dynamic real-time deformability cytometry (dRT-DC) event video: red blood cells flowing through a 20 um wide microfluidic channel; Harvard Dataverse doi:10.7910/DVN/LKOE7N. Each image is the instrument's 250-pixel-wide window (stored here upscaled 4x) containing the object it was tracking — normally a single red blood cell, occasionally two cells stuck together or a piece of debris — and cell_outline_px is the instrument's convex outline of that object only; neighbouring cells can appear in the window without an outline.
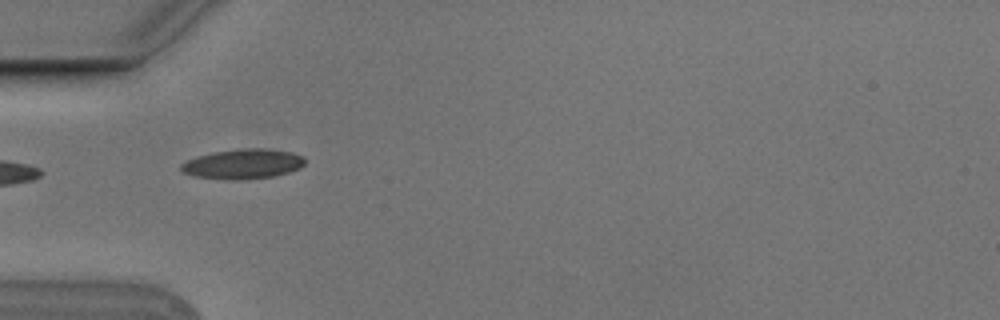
{"species": "Egyptian fruit bat (a non-hibernating species)", "species_latin": "Rousettus aegyptiacus", "temperature_condition": "cold", "stored_images_in_passage": 9, "camera_frame_rate_fps": 3000, "um_per_image_px": 0.085, "animal": {"sex": "male"}, "frame": {"image": 1, "passage_image": 4, "time_ms": 1.0, "image_size_px": [1000, 320], "cell_outline_px": [[304, 164], [300, 168], [288, 172], [272, 176], [236, 180], [232, 180], [196, 176], [184, 172], [180, 168], [180, 164], [196, 156], [212, 152], [240, 148], [264, 148], [292, 152], [304, 156]], "centroid_in_image_um": [20.66, 13.92], "position_along_channel_um": 64.3, "area_um2": 21.44}}
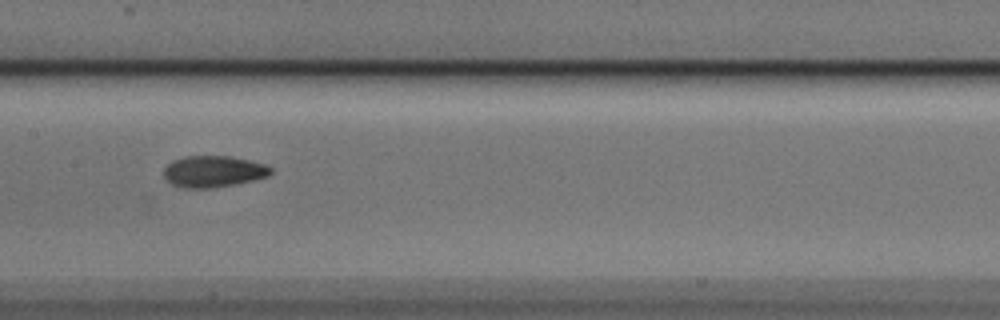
{"frame": {"image": 2, "passage_image": 7, "time_ms": 2.0, "image_size_px": [1000, 320], "cell_outline_px": [[272, 172], [268, 176], [252, 180], [212, 188], [180, 188], [172, 184], [164, 176], [164, 168], [172, 160], [184, 156], [228, 156], [248, 160], [264, 164], [272, 168]], "centroid_in_image_um": [18.1, 14.57], "position_along_channel_um": 189.3, "area_um2": 19.48}}
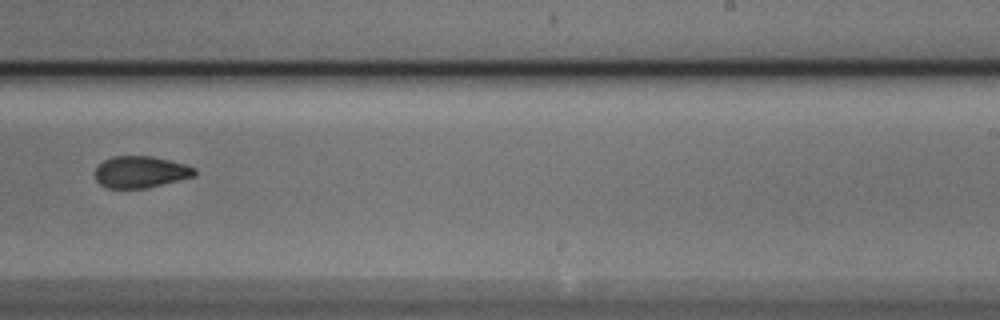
{"frame": {"image": 3, "passage_image": 9, "time_ms": 2.667, "image_size_px": [1000, 320], "cell_outline_px": [[196, 176], [148, 188], [108, 188], [100, 184], [96, 180], [96, 168], [104, 160], [112, 156], [152, 156], [184, 164], [196, 168]], "centroid_in_image_um": [11.97, 14.62], "position_along_channel_um": 277.0, "area_um2": 18.38}}